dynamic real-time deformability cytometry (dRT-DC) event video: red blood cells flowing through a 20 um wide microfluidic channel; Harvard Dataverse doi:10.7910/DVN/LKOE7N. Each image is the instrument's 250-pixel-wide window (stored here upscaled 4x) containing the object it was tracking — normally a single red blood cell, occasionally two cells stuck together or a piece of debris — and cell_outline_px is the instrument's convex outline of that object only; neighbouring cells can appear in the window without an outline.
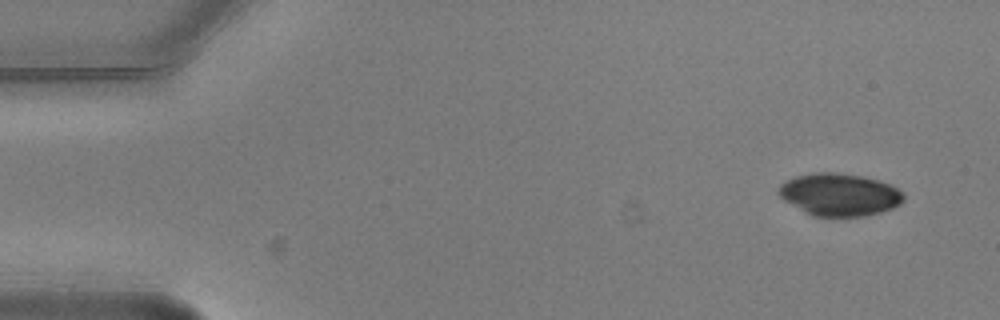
{"species": "common noctule bat (a hibernating species)", "species_latin": "Nyctalus noctula", "temperature_condition": "warm", "stored_images_in_passage": 6, "camera_frame_rate_fps": 3000, "um_per_image_px": 0.085, "animal": {"sex": "male", "body_mass_g": 20.5, "forearm_length_mm": 52.5}, "frame": {"image": 1, "passage_image": 1, "time_ms": 0.0, "image_size_px": [1000, 320], "cell_outline_px": [[904, 200], [900, 204], [892, 208], [880, 212], [864, 216], [812, 216], [804, 212], [784, 200], [776, 192], [780, 184], [796, 176], [812, 172], [836, 172], [860, 176], [876, 180], [888, 184], [896, 188], [904, 196]], "centroid_in_image_um": [71.31, 16.54], "position_along_channel_um": 13.7, "area_um2": 30.75}}